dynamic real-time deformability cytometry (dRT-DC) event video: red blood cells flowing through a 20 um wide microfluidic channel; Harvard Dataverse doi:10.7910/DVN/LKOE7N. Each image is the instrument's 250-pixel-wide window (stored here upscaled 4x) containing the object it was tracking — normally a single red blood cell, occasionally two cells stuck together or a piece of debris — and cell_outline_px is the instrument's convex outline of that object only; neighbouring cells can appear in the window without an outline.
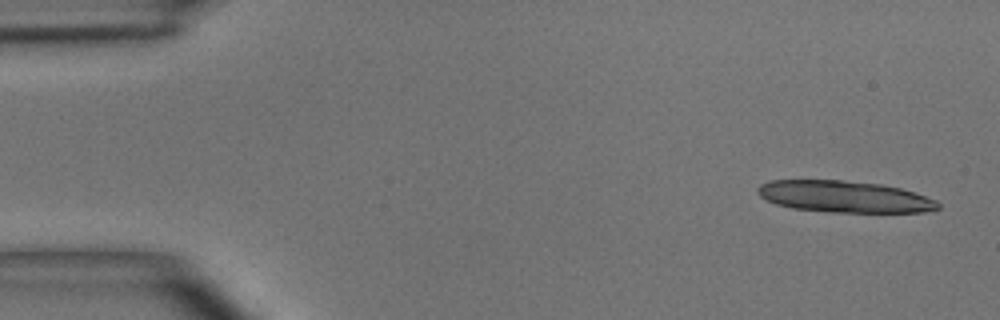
{"species": "common noctule bat (a hibernating species)", "species_latin": "Nyctalus noctula", "temperature_condition": "room temperature", "stored_images_in_passage": 5, "camera_frame_rate_fps": 3000, "um_per_image_px": 0.085, "animal": {"sex": "male", "body_mass_g": 15.6}, "frame": {"image": 1, "passage_image": 1, "time_ms": 0.0, "image_size_px": [1000, 320], "cell_outline_px": [[940, 208], [924, 212], [828, 212], [792, 208], [776, 204], [760, 196], [756, 192], [756, 188], [760, 184], [772, 180], [844, 180], [880, 184], [900, 188], [936, 200], [940, 204]], "centroid_in_image_um": [71.74, 16.71], "position_along_channel_um": 13.3, "area_um2": 33.18}}